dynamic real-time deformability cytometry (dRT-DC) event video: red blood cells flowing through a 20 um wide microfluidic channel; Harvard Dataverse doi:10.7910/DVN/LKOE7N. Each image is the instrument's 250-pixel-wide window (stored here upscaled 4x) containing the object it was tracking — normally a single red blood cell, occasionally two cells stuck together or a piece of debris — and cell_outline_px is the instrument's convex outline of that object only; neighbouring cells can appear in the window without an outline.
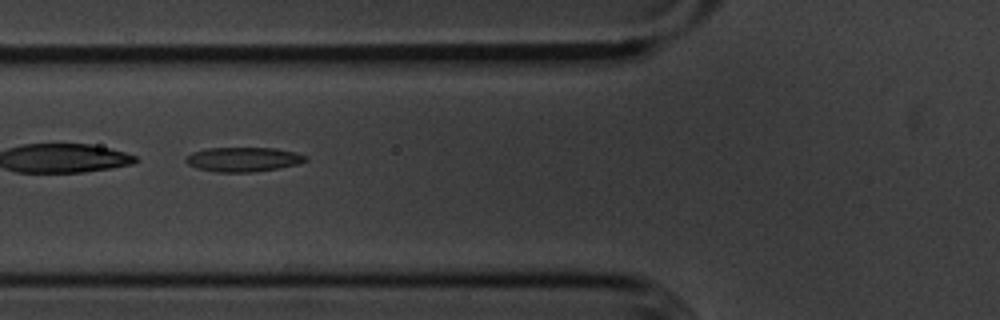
{"species": "common noctule bat (a hibernating species)", "species_latin": "Nyctalus noctula", "temperature_condition": "cold", "stored_images_in_passage": 55, "camera_frame_rate_fps": 3000, "um_per_image_px": 0.085, "animal": {"sex": "male", "body_mass_g": 20.1, "forearm_length_mm": 53.5}, "frame": {"image": 1, "passage_image": 21, "time_ms": 6.667, "image_size_px": [1000, 320], "cell_outline_px": [[308, 160], [296, 164], [280, 168], [252, 172], [216, 172], [196, 168], [188, 164], [184, 160], [184, 156], [192, 152], [208, 148], [276, 148], [296, 152], [308, 156]], "centroid_in_image_um": [20.66, 13.54], "position_along_channel_um": 105.1, "area_um2": 17.22}}
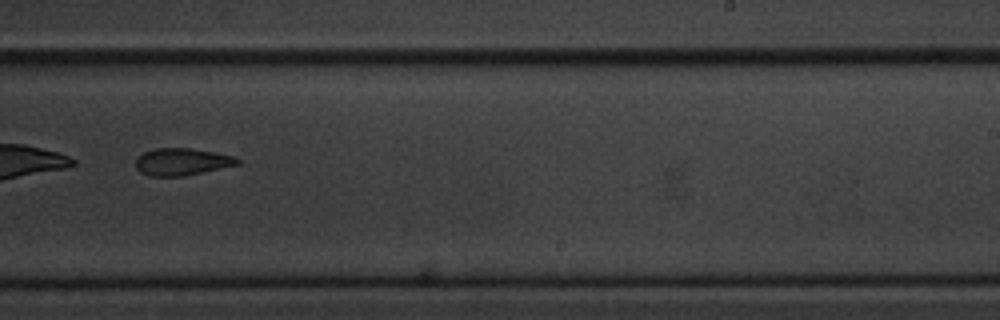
{"frame": {"image": 2, "passage_image": 35, "time_ms": 11.333, "image_size_px": [1000, 320], "cell_outline_px": [[240, 164], [180, 176], [148, 176], [140, 172], [136, 168], [136, 156], [144, 152], [156, 148], [192, 148], [232, 156], [240, 160]], "centroid_in_image_um": [15.4, 13.74], "position_along_channel_um": 273.6, "area_um2": 15.9}}
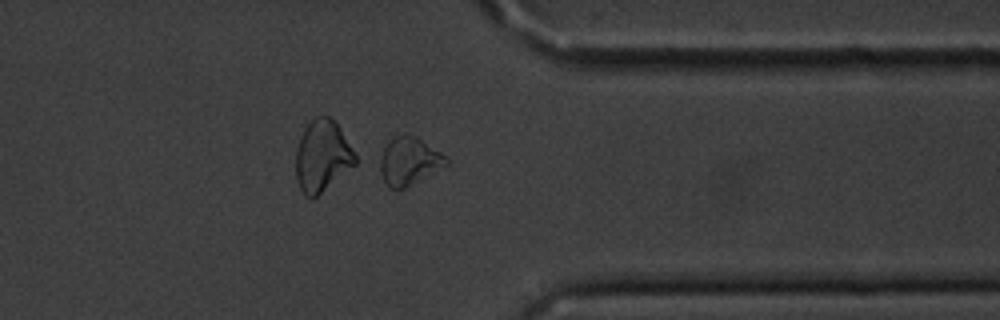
{"frame": {"image": 3, "passage_image": 44, "time_ms": 14.333, "image_size_px": [1000, 320], "cell_outline_px": [[452, 164], [404, 188], [388, 188], [380, 172], [380, 156], [388, 140], [404, 132], [416, 136], [440, 152]], "centroid_in_image_um": [34.79, 13.68], "position_along_channel_um": 376.6, "area_um2": 18.61}}